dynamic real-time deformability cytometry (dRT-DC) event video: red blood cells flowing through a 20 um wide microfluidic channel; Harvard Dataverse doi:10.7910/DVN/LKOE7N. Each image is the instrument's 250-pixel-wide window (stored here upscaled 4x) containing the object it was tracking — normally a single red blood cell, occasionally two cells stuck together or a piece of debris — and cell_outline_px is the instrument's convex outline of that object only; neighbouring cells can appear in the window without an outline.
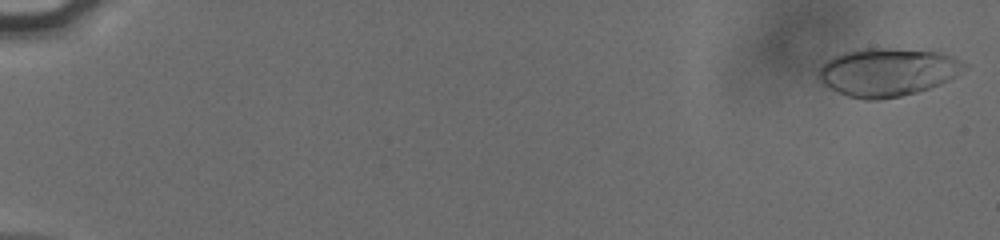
{"species": "human", "species_latin": "Homo sapiens", "temperature_condition": "cold", "stored_images_in_passage": 56, "camera_frame_rate_fps": 3000, "um_per_image_px": 0.085, "donor": {"sex": "male"}, "frame": {"image": 1, "passage_image": 2, "time_ms": 0.333, "image_size_px": [1000, 240], "cell_outline_px": [[968, 64], [948, 80], [940, 84], [916, 92], [900, 96], [880, 100], [864, 100], [848, 96], [824, 84], [820, 80], [820, 68], [828, 60], [844, 52], [856, 48], [884, 48], [936, 52], [952, 56]], "centroid_in_image_um": [75.43, 6.13], "position_along_channel_um": 9.6, "area_um2": 40.11}}
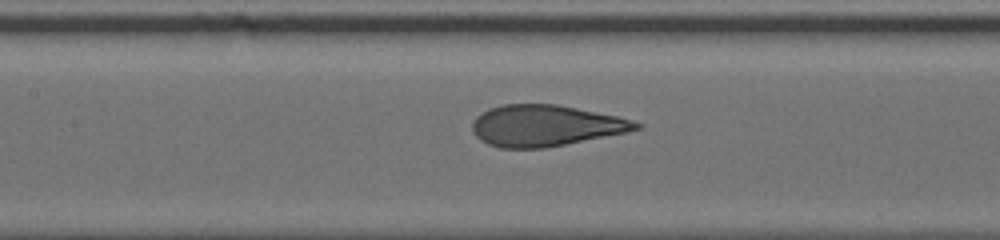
{"frame": {"image": 2, "passage_image": 29, "time_ms": 9.333, "image_size_px": [1000, 240], "cell_outline_px": [[644, 128], [544, 148], [500, 148], [488, 144], [480, 140], [472, 132], [472, 120], [476, 116], [488, 108], [504, 104], [556, 104], [616, 116], [632, 120], [644, 124]], "centroid_in_image_um": [46.31, 10.67], "position_along_channel_um": 161.1, "area_um2": 39.13}}
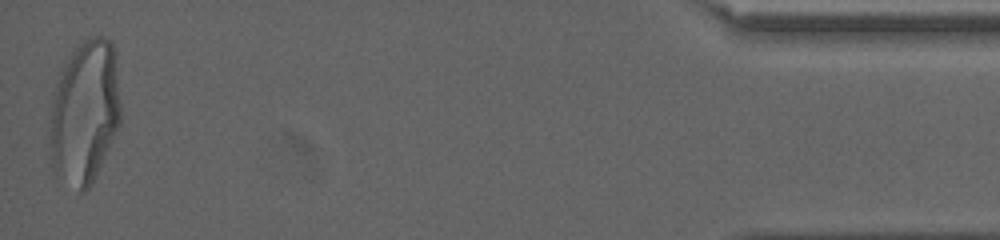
{"frame": {"image": 3, "passage_image": 56, "time_ms": 18.333, "image_size_px": [1000, 240], "cell_outline_px": [[120, 124], [92, 184], [84, 192], [80, 192], [56, 176], [52, 164], [48, 136], [48, 112], [52, 92], [60, 72], [68, 56], [76, 44], [88, 36], [108, 36], [116, 52], [120, 104]], "centroid_in_image_um": [7.17, 9.5], "position_along_channel_um": 428.0, "area_um2": 60.98}, "authors_computed_cell_mechanics": {"area_um2": 39.7375, "velocity_mm_per_s": 3.8151, "shape_relaxation_time_tau1_ms": 4.0841, "shape_relaxation_time_tau2_ms": null, "deformation_change_tau1": 0.2043, "deformation_change_tau2": null}}